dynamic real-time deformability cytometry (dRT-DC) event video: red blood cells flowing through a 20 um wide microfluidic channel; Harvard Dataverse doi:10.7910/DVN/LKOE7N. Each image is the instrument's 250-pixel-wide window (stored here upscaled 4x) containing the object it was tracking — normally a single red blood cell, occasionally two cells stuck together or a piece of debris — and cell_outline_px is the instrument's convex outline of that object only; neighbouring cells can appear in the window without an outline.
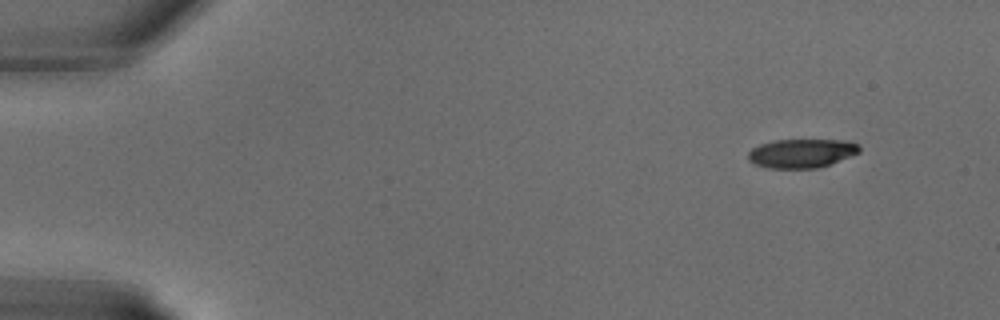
{"species": "common noctule bat (a hibernating species)", "species_latin": "Nyctalus noctula", "temperature_condition": "warm", "stored_images_in_passage": 14, "camera_frame_rate_fps": 3000, "um_per_image_px": 0.085, "animal": {"sex": "male", "body_mass_g": 18.8}, "frame": {"image": 1, "passage_image": 1, "time_ms": 0.0, "image_size_px": [1000, 320], "cell_outline_px": [[860, 152], [820, 168], [764, 168], [752, 164], [748, 160], [748, 152], [752, 148], [760, 144], [772, 140], [844, 140], [856, 144], [860, 148]], "centroid_in_image_um": [68.07, 13.04], "position_along_channel_um": 16.9, "area_um2": 18.84}}
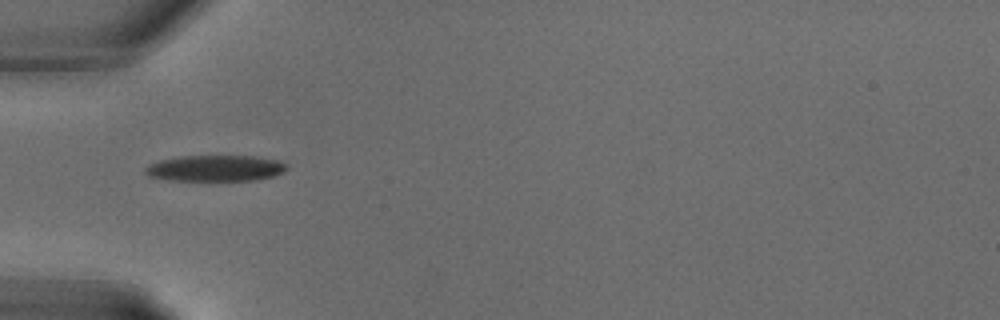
{"frame": {"image": 2, "passage_image": 8, "time_ms": 2.333, "image_size_px": [1000, 320], "cell_outline_px": [[288, 168], [284, 172], [272, 176], [256, 180], [168, 180], [148, 176], [144, 172], [144, 168], [148, 164], [160, 160], [180, 156], [256, 156], [276, 160], [288, 164]], "centroid_in_image_um": [18.29, 14.29], "position_along_channel_um": 66.7, "area_um2": 21.56}}
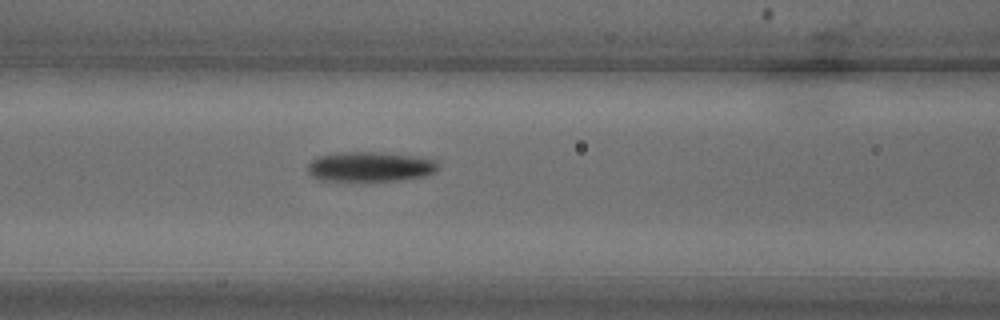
{"frame": {"image": 3, "passage_image": 11, "time_ms": 3.333, "image_size_px": [1000, 320], "cell_outline_px": [[436, 172], [424, 176], [400, 180], [368, 184], [320, 180], [312, 176], [308, 172], [308, 164], [312, 160], [320, 156], [340, 152], [376, 152], [412, 156], [432, 160], [436, 164]], "centroid_in_image_um": [31.38, 14.23], "position_along_channel_um": 135.2, "area_um2": 23.29}}